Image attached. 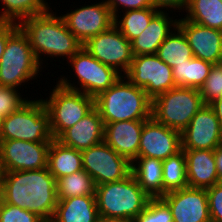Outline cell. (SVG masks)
I'll list each match as a JSON object with an SVG mask.
<instances>
[{"label":"cell","mask_w":222,"mask_h":222,"mask_svg":"<svg viewBox=\"0 0 222 222\" xmlns=\"http://www.w3.org/2000/svg\"><path fill=\"white\" fill-rule=\"evenodd\" d=\"M4 203L26 209L51 221L58 203L56 179L48 168L4 171L0 185Z\"/></svg>","instance_id":"cell-1"},{"label":"cell","mask_w":222,"mask_h":222,"mask_svg":"<svg viewBox=\"0 0 222 222\" xmlns=\"http://www.w3.org/2000/svg\"><path fill=\"white\" fill-rule=\"evenodd\" d=\"M18 25L28 37L41 67L44 64L43 55L52 57V60L54 57L70 59L82 48L83 44L69 31L62 16L56 15L51 8L43 14L22 20Z\"/></svg>","instance_id":"cell-2"},{"label":"cell","mask_w":222,"mask_h":222,"mask_svg":"<svg viewBox=\"0 0 222 222\" xmlns=\"http://www.w3.org/2000/svg\"><path fill=\"white\" fill-rule=\"evenodd\" d=\"M104 125L116 121H146L152 117V99L125 76L95 98Z\"/></svg>","instance_id":"cell-3"},{"label":"cell","mask_w":222,"mask_h":222,"mask_svg":"<svg viewBox=\"0 0 222 222\" xmlns=\"http://www.w3.org/2000/svg\"><path fill=\"white\" fill-rule=\"evenodd\" d=\"M95 198L99 216L133 220L151 199L131 173L122 180L97 185Z\"/></svg>","instance_id":"cell-4"},{"label":"cell","mask_w":222,"mask_h":222,"mask_svg":"<svg viewBox=\"0 0 222 222\" xmlns=\"http://www.w3.org/2000/svg\"><path fill=\"white\" fill-rule=\"evenodd\" d=\"M42 69L44 68L37 61L28 37L18 27L8 37L0 60V86L21 88L30 79L35 80Z\"/></svg>","instance_id":"cell-5"},{"label":"cell","mask_w":222,"mask_h":222,"mask_svg":"<svg viewBox=\"0 0 222 222\" xmlns=\"http://www.w3.org/2000/svg\"><path fill=\"white\" fill-rule=\"evenodd\" d=\"M49 114L40 99L28 100L17 111L4 117L0 129V140H23L51 143Z\"/></svg>","instance_id":"cell-6"},{"label":"cell","mask_w":222,"mask_h":222,"mask_svg":"<svg viewBox=\"0 0 222 222\" xmlns=\"http://www.w3.org/2000/svg\"><path fill=\"white\" fill-rule=\"evenodd\" d=\"M204 105L199 89L177 86L152 100V117L182 133Z\"/></svg>","instance_id":"cell-7"},{"label":"cell","mask_w":222,"mask_h":222,"mask_svg":"<svg viewBox=\"0 0 222 222\" xmlns=\"http://www.w3.org/2000/svg\"><path fill=\"white\" fill-rule=\"evenodd\" d=\"M46 99H42L49 114L50 130L57 139L95 108V98L61 86L58 82Z\"/></svg>","instance_id":"cell-8"},{"label":"cell","mask_w":222,"mask_h":222,"mask_svg":"<svg viewBox=\"0 0 222 222\" xmlns=\"http://www.w3.org/2000/svg\"><path fill=\"white\" fill-rule=\"evenodd\" d=\"M67 63L78 80L71 83L68 77L61 76L58 83L68 89L80 91L90 97L96 98L100 93L113 86L121 77L115 68L101 63L94 58L84 47L74 54ZM79 85V86H78Z\"/></svg>","instance_id":"cell-9"},{"label":"cell","mask_w":222,"mask_h":222,"mask_svg":"<svg viewBox=\"0 0 222 222\" xmlns=\"http://www.w3.org/2000/svg\"><path fill=\"white\" fill-rule=\"evenodd\" d=\"M123 76L133 85L144 89L152 100L177 87L172 68L157 54L134 56L128 71Z\"/></svg>","instance_id":"cell-10"},{"label":"cell","mask_w":222,"mask_h":222,"mask_svg":"<svg viewBox=\"0 0 222 222\" xmlns=\"http://www.w3.org/2000/svg\"><path fill=\"white\" fill-rule=\"evenodd\" d=\"M82 167L97 185L119 181L131 173V162L105 141L81 151Z\"/></svg>","instance_id":"cell-11"},{"label":"cell","mask_w":222,"mask_h":222,"mask_svg":"<svg viewBox=\"0 0 222 222\" xmlns=\"http://www.w3.org/2000/svg\"><path fill=\"white\" fill-rule=\"evenodd\" d=\"M82 47L101 63L115 68L121 74L123 72V75L134 57L131 42L115 25L89 38Z\"/></svg>","instance_id":"cell-12"},{"label":"cell","mask_w":222,"mask_h":222,"mask_svg":"<svg viewBox=\"0 0 222 222\" xmlns=\"http://www.w3.org/2000/svg\"><path fill=\"white\" fill-rule=\"evenodd\" d=\"M61 16L69 31L82 44L114 25V16L104 1L81 6Z\"/></svg>","instance_id":"cell-13"},{"label":"cell","mask_w":222,"mask_h":222,"mask_svg":"<svg viewBox=\"0 0 222 222\" xmlns=\"http://www.w3.org/2000/svg\"><path fill=\"white\" fill-rule=\"evenodd\" d=\"M50 144L23 140H0V158L3 171L46 168Z\"/></svg>","instance_id":"cell-14"},{"label":"cell","mask_w":222,"mask_h":222,"mask_svg":"<svg viewBox=\"0 0 222 222\" xmlns=\"http://www.w3.org/2000/svg\"><path fill=\"white\" fill-rule=\"evenodd\" d=\"M182 150H215L222 144V128L210 104H205L181 133Z\"/></svg>","instance_id":"cell-15"},{"label":"cell","mask_w":222,"mask_h":222,"mask_svg":"<svg viewBox=\"0 0 222 222\" xmlns=\"http://www.w3.org/2000/svg\"><path fill=\"white\" fill-rule=\"evenodd\" d=\"M161 199L170 208L173 222H211L206 189L187 186L167 192Z\"/></svg>","instance_id":"cell-16"},{"label":"cell","mask_w":222,"mask_h":222,"mask_svg":"<svg viewBox=\"0 0 222 222\" xmlns=\"http://www.w3.org/2000/svg\"><path fill=\"white\" fill-rule=\"evenodd\" d=\"M181 150V132L166 127L153 117L144 122L138 157L165 160Z\"/></svg>","instance_id":"cell-17"},{"label":"cell","mask_w":222,"mask_h":222,"mask_svg":"<svg viewBox=\"0 0 222 222\" xmlns=\"http://www.w3.org/2000/svg\"><path fill=\"white\" fill-rule=\"evenodd\" d=\"M177 27L185 35L193 56L198 59L219 64L222 57V31L178 19Z\"/></svg>","instance_id":"cell-18"},{"label":"cell","mask_w":222,"mask_h":222,"mask_svg":"<svg viewBox=\"0 0 222 222\" xmlns=\"http://www.w3.org/2000/svg\"><path fill=\"white\" fill-rule=\"evenodd\" d=\"M105 125L99 111L94 108L73 127L65 130L56 140L78 151L86 150L104 141Z\"/></svg>","instance_id":"cell-19"},{"label":"cell","mask_w":222,"mask_h":222,"mask_svg":"<svg viewBox=\"0 0 222 222\" xmlns=\"http://www.w3.org/2000/svg\"><path fill=\"white\" fill-rule=\"evenodd\" d=\"M145 121H116L105 124L104 141L130 162L139 154L142 128Z\"/></svg>","instance_id":"cell-20"},{"label":"cell","mask_w":222,"mask_h":222,"mask_svg":"<svg viewBox=\"0 0 222 222\" xmlns=\"http://www.w3.org/2000/svg\"><path fill=\"white\" fill-rule=\"evenodd\" d=\"M177 22L167 11H158L143 32L131 41L133 55L157 54L159 46L177 27Z\"/></svg>","instance_id":"cell-21"},{"label":"cell","mask_w":222,"mask_h":222,"mask_svg":"<svg viewBox=\"0 0 222 222\" xmlns=\"http://www.w3.org/2000/svg\"><path fill=\"white\" fill-rule=\"evenodd\" d=\"M188 186L207 189L219 183L214 150H183Z\"/></svg>","instance_id":"cell-22"},{"label":"cell","mask_w":222,"mask_h":222,"mask_svg":"<svg viewBox=\"0 0 222 222\" xmlns=\"http://www.w3.org/2000/svg\"><path fill=\"white\" fill-rule=\"evenodd\" d=\"M99 217L95 195L58 199L53 222H95Z\"/></svg>","instance_id":"cell-23"},{"label":"cell","mask_w":222,"mask_h":222,"mask_svg":"<svg viewBox=\"0 0 222 222\" xmlns=\"http://www.w3.org/2000/svg\"><path fill=\"white\" fill-rule=\"evenodd\" d=\"M131 174L149 197L161 198L164 196L162 160L137 157L131 162Z\"/></svg>","instance_id":"cell-24"},{"label":"cell","mask_w":222,"mask_h":222,"mask_svg":"<svg viewBox=\"0 0 222 222\" xmlns=\"http://www.w3.org/2000/svg\"><path fill=\"white\" fill-rule=\"evenodd\" d=\"M47 168L56 181L83 170L81 151L64 146L53 139L48 150Z\"/></svg>","instance_id":"cell-25"},{"label":"cell","mask_w":222,"mask_h":222,"mask_svg":"<svg viewBox=\"0 0 222 222\" xmlns=\"http://www.w3.org/2000/svg\"><path fill=\"white\" fill-rule=\"evenodd\" d=\"M185 11L186 20L222 31L221 0H187Z\"/></svg>","instance_id":"cell-26"},{"label":"cell","mask_w":222,"mask_h":222,"mask_svg":"<svg viewBox=\"0 0 222 222\" xmlns=\"http://www.w3.org/2000/svg\"><path fill=\"white\" fill-rule=\"evenodd\" d=\"M213 64L193 57L172 67L176 86L200 89L206 81Z\"/></svg>","instance_id":"cell-27"},{"label":"cell","mask_w":222,"mask_h":222,"mask_svg":"<svg viewBox=\"0 0 222 222\" xmlns=\"http://www.w3.org/2000/svg\"><path fill=\"white\" fill-rule=\"evenodd\" d=\"M157 56L171 68L194 57L185 35L178 27L159 46Z\"/></svg>","instance_id":"cell-28"},{"label":"cell","mask_w":222,"mask_h":222,"mask_svg":"<svg viewBox=\"0 0 222 222\" xmlns=\"http://www.w3.org/2000/svg\"><path fill=\"white\" fill-rule=\"evenodd\" d=\"M2 11L0 22H14L19 24L30 16L45 13L51 6L47 0H0Z\"/></svg>","instance_id":"cell-29"},{"label":"cell","mask_w":222,"mask_h":222,"mask_svg":"<svg viewBox=\"0 0 222 222\" xmlns=\"http://www.w3.org/2000/svg\"><path fill=\"white\" fill-rule=\"evenodd\" d=\"M157 12L153 7L123 11L122 17H114V25L131 42L143 32Z\"/></svg>","instance_id":"cell-30"},{"label":"cell","mask_w":222,"mask_h":222,"mask_svg":"<svg viewBox=\"0 0 222 222\" xmlns=\"http://www.w3.org/2000/svg\"><path fill=\"white\" fill-rule=\"evenodd\" d=\"M58 199L95 195L94 179L84 170L59 178L56 181Z\"/></svg>","instance_id":"cell-31"},{"label":"cell","mask_w":222,"mask_h":222,"mask_svg":"<svg viewBox=\"0 0 222 222\" xmlns=\"http://www.w3.org/2000/svg\"><path fill=\"white\" fill-rule=\"evenodd\" d=\"M162 176L164 195L188 186L186 158L183 150L162 160Z\"/></svg>","instance_id":"cell-32"},{"label":"cell","mask_w":222,"mask_h":222,"mask_svg":"<svg viewBox=\"0 0 222 222\" xmlns=\"http://www.w3.org/2000/svg\"><path fill=\"white\" fill-rule=\"evenodd\" d=\"M135 222H173L168 205L161 198H151L145 209L137 215Z\"/></svg>","instance_id":"cell-33"},{"label":"cell","mask_w":222,"mask_h":222,"mask_svg":"<svg viewBox=\"0 0 222 222\" xmlns=\"http://www.w3.org/2000/svg\"><path fill=\"white\" fill-rule=\"evenodd\" d=\"M199 92L205 104H211L222 97V67L220 64H213Z\"/></svg>","instance_id":"cell-34"},{"label":"cell","mask_w":222,"mask_h":222,"mask_svg":"<svg viewBox=\"0 0 222 222\" xmlns=\"http://www.w3.org/2000/svg\"><path fill=\"white\" fill-rule=\"evenodd\" d=\"M22 96L19 89L0 86V129L4 117L17 111L29 100L28 97L22 98Z\"/></svg>","instance_id":"cell-35"},{"label":"cell","mask_w":222,"mask_h":222,"mask_svg":"<svg viewBox=\"0 0 222 222\" xmlns=\"http://www.w3.org/2000/svg\"><path fill=\"white\" fill-rule=\"evenodd\" d=\"M0 222H44V220L33 212L4 203L0 199Z\"/></svg>","instance_id":"cell-36"},{"label":"cell","mask_w":222,"mask_h":222,"mask_svg":"<svg viewBox=\"0 0 222 222\" xmlns=\"http://www.w3.org/2000/svg\"><path fill=\"white\" fill-rule=\"evenodd\" d=\"M206 190L211 222H222V182Z\"/></svg>","instance_id":"cell-37"},{"label":"cell","mask_w":222,"mask_h":222,"mask_svg":"<svg viewBox=\"0 0 222 222\" xmlns=\"http://www.w3.org/2000/svg\"><path fill=\"white\" fill-rule=\"evenodd\" d=\"M103 1L108 5L114 17L117 15L121 16V14L119 13H121V11L123 12V9L124 11H129V10H138V9L153 7L151 0H103Z\"/></svg>","instance_id":"cell-38"},{"label":"cell","mask_w":222,"mask_h":222,"mask_svg":"<svg viewBox=\"0 0 222 222\" xmlns=\"http://www.w3.org/2000/svg\"><path fill=\"white\" fill-rule=\"evenodd\" d=\"M153 8L158 11H169V13L173 12L172 10H179L177 12L185 11L187 6V0H151ZM169 8V9H168ZM173 8V9H172ZM181 10V11H180Z\"/></svg>","instance_id":"cell-39"},{"label":"cell","mask_w":222,"mask_h":222,"mask_svg":"<svg viewBox=\"0 0 222 222\" xmlns=\"http://www.w3.org/2000/svg\"><path fill=\"white\" fill-rule=\"evenodd\" d=\"M19 27L14 22H0V60L4 53L8 37Z\"/></svg>","instance_id":"cell-40"},{"label":"cell","mask_w":222,"mask_h":222,"mask_svg":"<svg viewBox=\"0 0 222 222\" xmlns=\"http://www.w3.org/2000/svg\"><path fill=\"white\" fill-rule=\"evenodd\" d=\"M214 158L219 181L222 182V144L214 150Z\"/></svg>","instance_id":"cell-41"},{"label":"cell","mask_w":222,"mask_h":222,"mask_svg":"<svg viewBox=\"0 0 222 222\" xmlns=\"http://www.w3.org/2000/svg\"><path fill=\"white\" fill-rule=\"evenodd\" d=\"M214 109L216 116L220 122V126L222 128V97L216 99L214 102L210 104Z\"/></svg>","instance_id":"cell-42"},{"label":"cell","mask_w":222,"mask_h":222,"mask_svg":"<svg viewBox=\"0 0 222 222\" xmlns=\"http://www.w3.org/2000/svg\"><path fill=\"white\" fill-rule=\"evenodd\" d=\"M108 222H135V221L130 218L112 217L108 218Z\"/></svg>","instance_id":"cell-43"},{"label":"cell","mask_w":222,"mask_h":222,"mask_svg":"<svg viewBox=\"0 0 222 222\" xmlns=\"http://www.w3.org/2000/svg\"><path fill=\"white\" fill-rule=\"evenodd\" d=\"M95 222H108V218H104V217L99 216Z\"/></svg>","instance_id":"cell-44"},{"label":"cell","mask_w":222,"mask_h":222,"mask_svg":"<svg viewBox=\"0 0 222 222\" xmlns=\"http://www.w3.org/2000/svg\"><path fill=\"white\" fill-rule=\"evenodd\" d=\"M3 168H2V165H1V158H0V185H1V181H2V178H3Z\"/></svg>","instance_id":"cell-45"},{"label":"cell","mask_w":222,"mask_h":222,"mask_svg":"<svg viewBox=\"0 0 222 222\" xmlns=\"http://www.w3.org/2000/svg\"><path fill=\"white\" fill-rule=\"evenodd\" d=\"M220 66L222 67V57L220 59V62H219Z\"/></svg>","instance_id":"cell-46"}]
</instances>
